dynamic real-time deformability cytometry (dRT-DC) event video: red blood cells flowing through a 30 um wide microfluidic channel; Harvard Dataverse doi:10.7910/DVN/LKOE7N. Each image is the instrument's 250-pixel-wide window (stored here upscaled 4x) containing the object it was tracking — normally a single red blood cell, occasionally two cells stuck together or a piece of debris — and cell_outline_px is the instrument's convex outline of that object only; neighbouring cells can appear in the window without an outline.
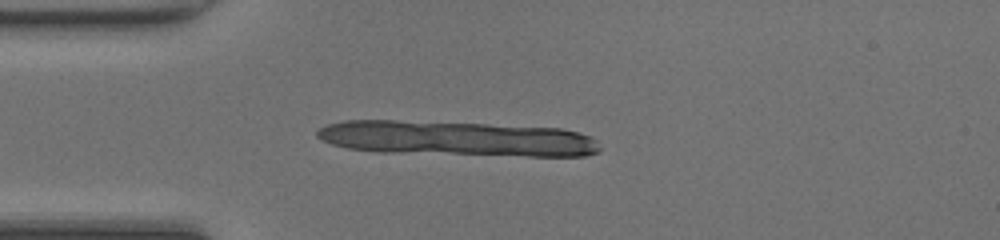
{"species": "common noctule bat (a hibernating species)", "species_latin": "Nyctalus noctula", "temperature_condition": "room temperature", "stored_images_in_passage": 15, "camera_frame_rate_fps": 3000, "um_per_image_px": 0.085, "animal": {"sex": "female", "body_mass_g": 20.0, "forearm_length_mm": 54.0}, "frame": {"image": 1, "passage_image": 1, "time_ms": 0.0, "image_size_px": [1000, 240], "cell_outline_px": [[592, 152], [560, 156], [556, 156], [476, 152], [476, 128], [500, 128], [572, 132], [580, 136]], "centroid_in_image_um": [45.0, 12.09], "position_along_channel_um": 40.0, "area_um2": 19.07}}